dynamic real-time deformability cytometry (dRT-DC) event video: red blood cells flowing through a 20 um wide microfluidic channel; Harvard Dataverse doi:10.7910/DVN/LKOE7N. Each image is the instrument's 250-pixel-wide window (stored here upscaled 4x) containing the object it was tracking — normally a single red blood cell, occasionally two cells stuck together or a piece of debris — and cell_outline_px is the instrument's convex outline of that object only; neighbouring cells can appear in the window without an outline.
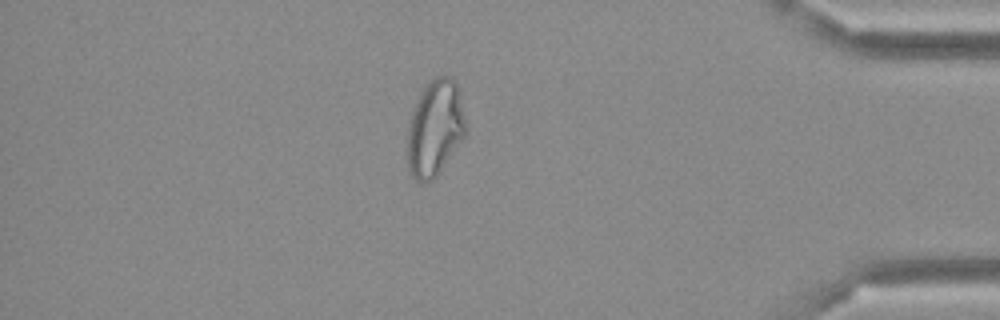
{"species": "Egyptian fruit bat (a non-hibernating species)", "species_latin": "Rousettus aegyptiacus", "temperature_condition": "cold", "stored_images_in_passage": 48, "camera_frame_rate_fps": 3000, "um_per_image_px": 0.085, "frame": {"image": 1, "passage_image": 41, "time_ms": 13.333, "image_size_px": [1000, 320], "cell_outline_px": [[468, 128], [464, 136], [436, 176], [432, 180], [424, 184], [420, 184], [412, 176], [408, 168], [408, 124], [412, 112], [420, 92], [432, 76], [444, 72], [452, 76], [456, 80]], "centroid_in_image_um": [36.98, 10.82], "position_along_channel_um": 398.2, "area_um2": 33.18}}